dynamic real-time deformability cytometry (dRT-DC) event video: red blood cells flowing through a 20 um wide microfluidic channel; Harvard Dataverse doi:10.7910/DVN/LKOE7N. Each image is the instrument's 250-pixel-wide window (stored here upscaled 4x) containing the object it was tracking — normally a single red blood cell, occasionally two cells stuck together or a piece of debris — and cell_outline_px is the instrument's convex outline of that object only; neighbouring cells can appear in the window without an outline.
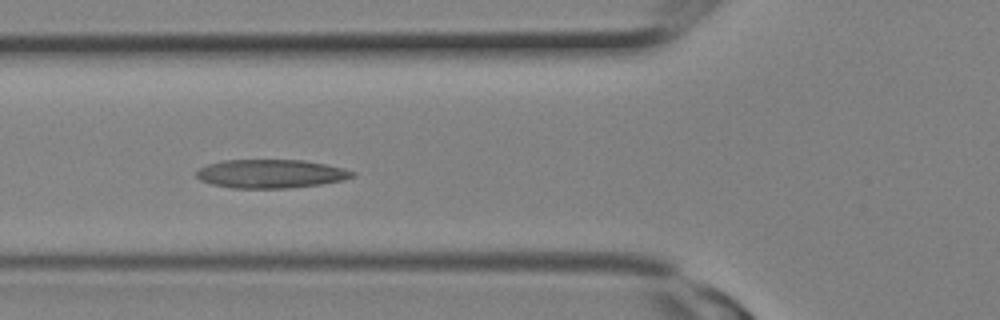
{"species": "Egyptian fruit bat (a non-hibernating species)", "species_latin": "Rousettus aegyptiacus", "temperature_condition": "room temperature", "stored_images_in_passage": 7, "camera_frame_rate_fps": 3000, "um_per_image_px": 0.085, "animal": {"sex": "female"}, "frame": {"image": 1, "passage_image": 4, "time_ms": 1.0, "image_size_px": [1000, 320], "cell_outline_px": [[356, 176], [344, 180], [320, 184], [288, 188], [232, 188], [212, 184], [200, 180], [196, 176], [196, 172], [200, 168], [208, 164], [224, 160], [304, 160], [344, 168], [356, 172]], "centroid_in_image_um": [23.04, 14.77], "position_along_channel_um": 102.8, "area_um2": 26.01}}
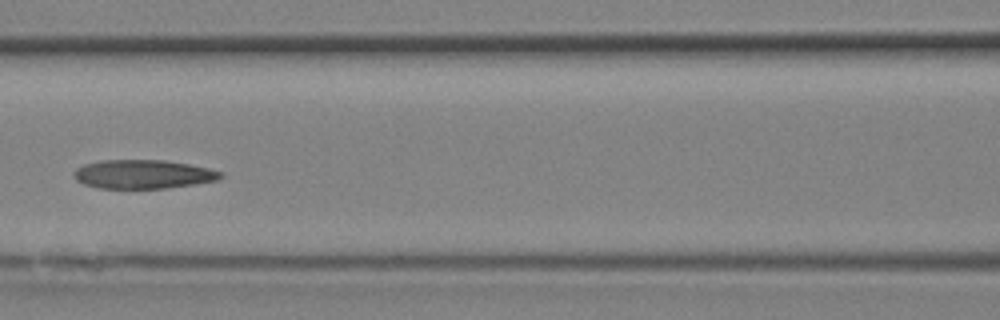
{"frame": {"image": 2, "passage_image": 6, "time_ms": 1.667, "image_size_px": [1000, 320], "cell_outline_px": [[224, 176], [216, 180], [192, 184], [164, 188], [100, 188], [84, 184], [76, 180], [72, 172], [76, 168], [84, 164], [100, 160], [164, 160], [188, 164], [208, 168], [224, 172]], "centroid_in_image_um": [12.14, 14.8], "position_along_channel_um": 154.5, "area_um2": 24.57}}